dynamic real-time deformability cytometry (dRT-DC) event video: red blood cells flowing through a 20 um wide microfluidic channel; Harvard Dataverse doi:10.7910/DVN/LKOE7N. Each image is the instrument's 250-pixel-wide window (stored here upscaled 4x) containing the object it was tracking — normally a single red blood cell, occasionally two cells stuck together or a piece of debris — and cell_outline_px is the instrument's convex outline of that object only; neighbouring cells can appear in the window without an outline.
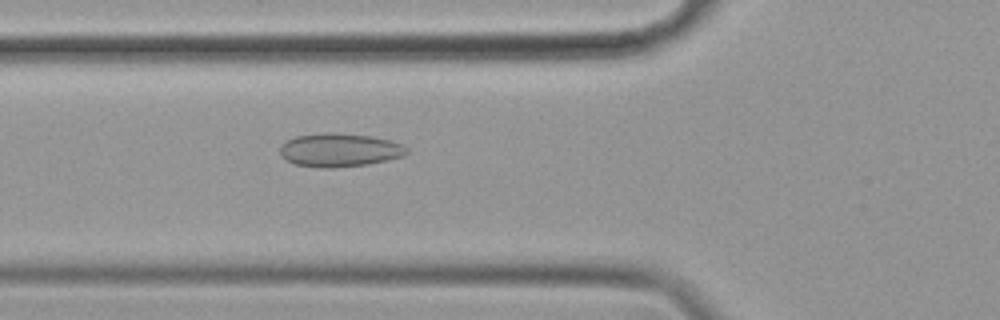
{"species": "common noctule bat (a hibernating species)", "species_latin": "Nyctalus noctula", "temperature_condition": "cold", "stored_images_in_passage": 35, "camera_frame_rate_fps": 3000, "um_per_image_px": 0.085, "animal": {"sex": "female", "body_mass_g": 19.9}, "frame": {"image": 1, "passage_image": 6, "time_ms": 1.667, "image_size_px": [1000, 320], "cell_outline_px": [[408, 152], [404, 156], [388, 160], [368, 164], [332, 168], [320, 168], [296, 164], [280, 156], [280, 144], [284, 140], [296, 136], [324, 132], [336, 132], [372, 136], [392, 140], [408, 148]], "centroid_in_image_um": [28.85, 12.74], "position_along_channel_um": 96.9, "area_um2": 25.09}}
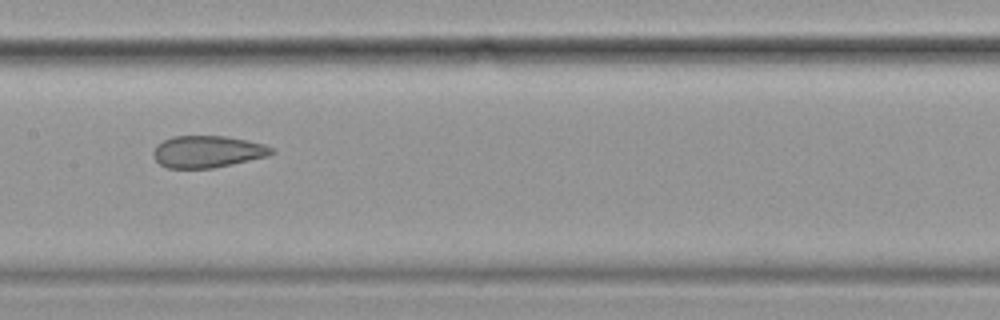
{"frame": {"image": 2, "passage_image": 14, "time_ms": 4.333, "image_size_px": [1000, 320], "cell_outline_px": [[276, 152], [268, 156], [212, 168], [168, 168], [160, 164], [152, 156], [152, 152], [156, 144], [172, 136], [224, 136], [248, 140], [264, 144], [272, 148]], "centroid_in_image_um": [17.61, 12.88], "position_along_channel_um": 189.8, "area_um2": 22.02}}
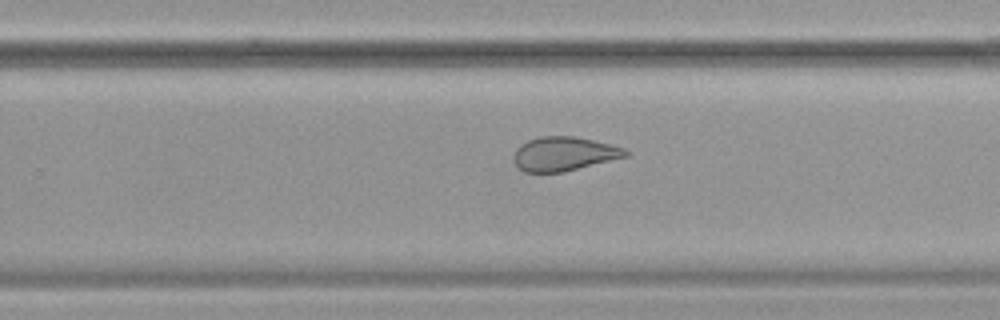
{"frame": {"image": 3, "passage_image": 22, "time_ms": 7.0, "image_size_px": [1000, 320], "cell_outline_px": [[628, 156], [564, 172], [524, 172], [512, 160], [512, 156], [516, 148], [520, 144], [528, 140], [540, 136], [572, 136], [592, 140], [624, 148], [628, 152]], "centroid_in_image_um": [47.89, 13.08], "position_along_channel_um": 281.9, "area_um2": 22.14}, "authors_computed_cell_mechanics": {"area_um2": 22.7732, "velocity_mm_per_s": 3.474, "shape_relaxation_time_tau1_ms": null, "shape_relaxation_time_tau2_ms": 1.5816, "deformation_change_tau1": null, "deformation_change_tau2": 0.0784}}